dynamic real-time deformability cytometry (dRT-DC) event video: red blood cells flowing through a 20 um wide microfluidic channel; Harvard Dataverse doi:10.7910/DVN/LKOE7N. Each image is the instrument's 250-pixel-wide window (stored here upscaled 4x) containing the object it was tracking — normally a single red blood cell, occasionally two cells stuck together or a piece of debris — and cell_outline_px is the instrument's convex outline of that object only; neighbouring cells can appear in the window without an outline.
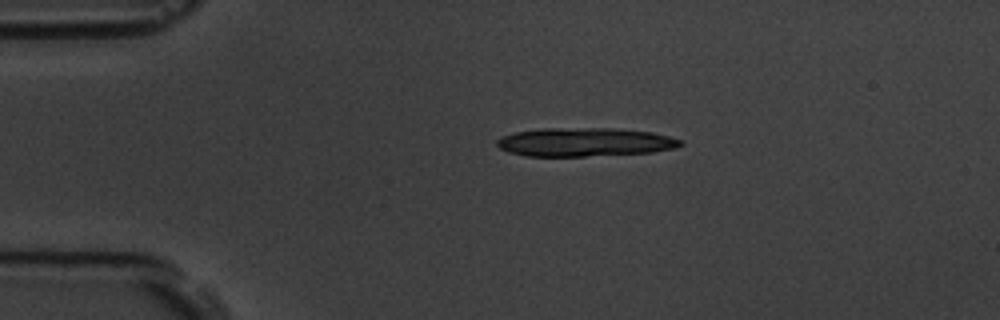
{"species": "common noctule bat (a hibernating species)", "species_latin": "Nyctalus noctula", "temperature_condition": "room temperature", "stored_images_in_passage": 6, "camera_frame_rate_fps": 3000, "um_per_image_px": 0.085, "animal": {"sex": "male", "body_mass_g": 19.5, "forearm_length_mm": 54.6}, "frame": {"image": 1, "passage_image": 1, "time_ms": 0.0, "image_size_px": [1000, 320], "cell_outline_px": [[684, 144], [676, 148], [652, 152], [584, 156], [528, 156], [508, 152], [500, 148], [496, 144], [496, 140], [500, 136], [512, 132], [544, 128], [612, 128], [652, 132], [684, 140]], "centroid_in_image_um": [49.69, 12.07], "position_along_channel_um": 35.3, "area_um2": 30.81}}
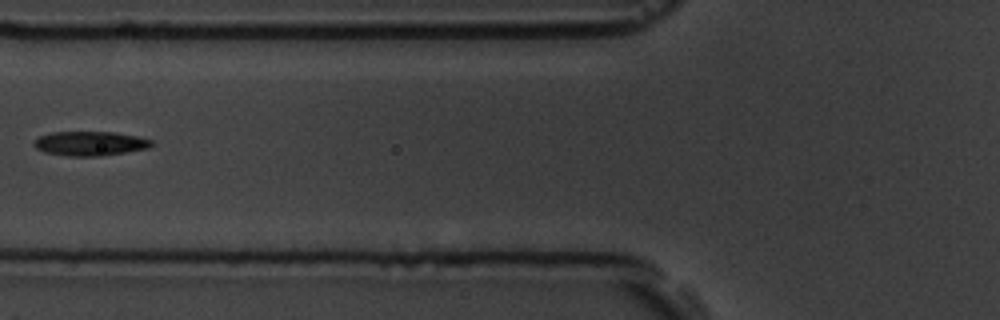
{"frame": {"image": 2, "passage_image": 4, "time_ms": 3.667, "image_size_px": [1000, 320], "cell_outline_px": [[152, 144], [148, 148], [100, 156], [72, 156], [44, 152], [36, 148], [32, 144], [40, 136], [52, 132], [112, 132], [136, 136], [152, 140]], "centroid_in_image_um": [7.63, 12.19], "position_along_channel_um": 118.2, "area_um2": 16.42}}
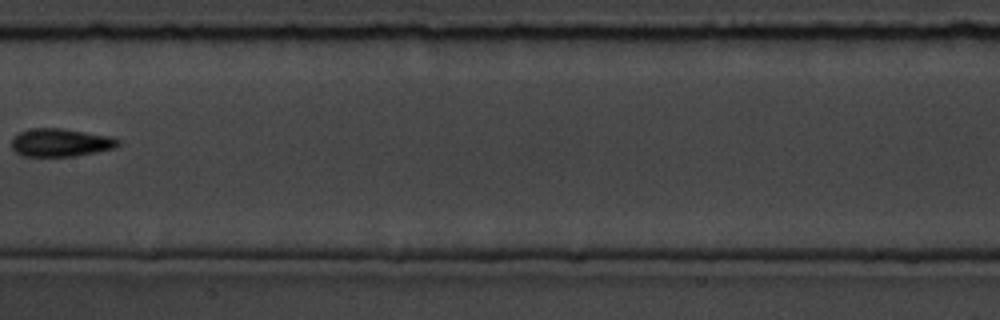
{"frame": {"image": 3, "passage_image": 6, "time_ms": 6.0, "image_size_px": [1000, 320], "cell_outline_px": [[120, 144], [116, 148], [76, 156], [24, 156], [16, 152], [12, 148], [12, 140], [20, 132], [32, 128], [64, 128], [112, 136], [120, 140]], "centroid_in_image_um": [5.21, 12.11], "position_along_channel_um": 202.2, "area_um2": 17.51}}